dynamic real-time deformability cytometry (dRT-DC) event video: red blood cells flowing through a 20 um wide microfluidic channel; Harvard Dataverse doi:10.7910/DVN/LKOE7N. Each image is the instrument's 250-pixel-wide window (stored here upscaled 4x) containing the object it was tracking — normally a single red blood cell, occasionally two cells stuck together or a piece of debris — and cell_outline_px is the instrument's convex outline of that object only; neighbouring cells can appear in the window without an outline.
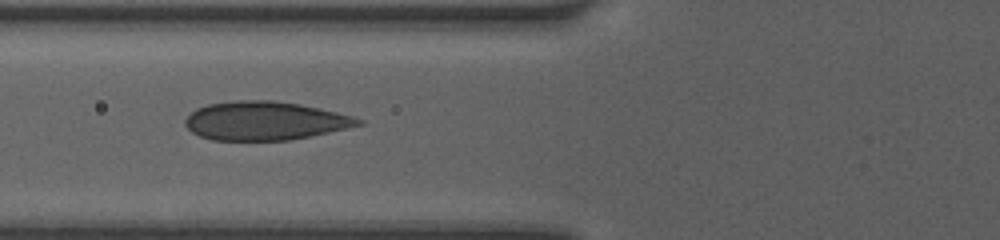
{"species": "human", "species_latin": "Homo sapiens", "temperature_condition": "room temperature", "stored_images_in_passage": 12, "camera_frame_rate_fps": 3000, "um_per_image_px": 0.085, "donor": {"sex": "female"}, "frame": {"image": 1, "passage_image": 8, "time_ms": 6.0, "image_size_px": [1000, 240], "cell_outline_px": [[364, 124], [348, 128], [288, 140], [212, 140], [200, 136], [192, 132], [184, 124], [184, 120], [196, 108], [208, 104], [236, 100], [272, 100], [300, 104], [320, 108], [352, 116], [364, 120]], "centroid_in_image_um": [22.51, 10.26], "position_along_channel_um": 103.3, "area_um2": 38.84}}
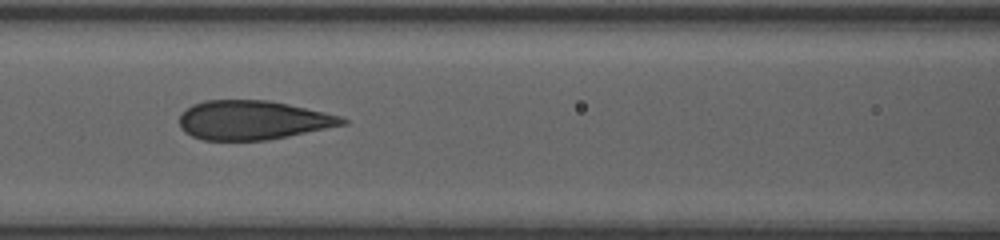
{"frame": {"image": 2, "passage_image": 9, "time_ms": 7.0, "image_size_px": [1000, 240], "cell_outline_px": [[348, 124], [268, 140], [204, 140], [192, 136], [184, 132], [180, 128], [180, 112], [192, 104], [204, 100], [268, 100], [288, 104], [324, 112], [340, 116], [348, 120]], "centroid_in_image_um": [21.46, 10.21], "position_along_channel_um": 145.1, "area_um2": 37.22}}
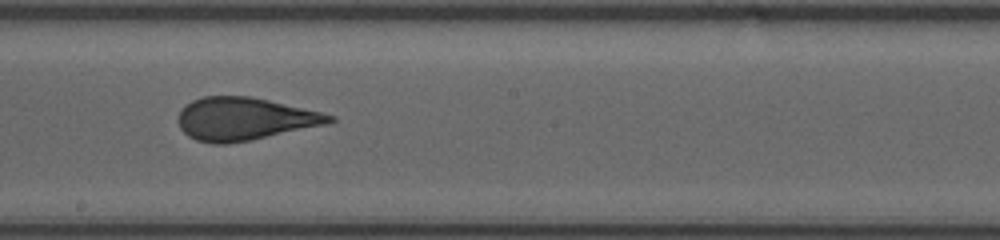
{"frame": {"image": 3, "passage_image": 11, "time_ms": 9.0, "image_size_px": [1000, 240], "cell_outline_px": [[336, 120], [324, 124], [252, 140], [224, 144], [212, 144], [196, 140], [188, 136], [180, 128], [180, 108], [192, 100], [204, 96], [248, 96], [268, 100], [320, 112], [336, 116]], "centroid_in_image_um": [20.74, 10.11], "position_along_channel_um": 227.5, "area_um2": 37.28}}